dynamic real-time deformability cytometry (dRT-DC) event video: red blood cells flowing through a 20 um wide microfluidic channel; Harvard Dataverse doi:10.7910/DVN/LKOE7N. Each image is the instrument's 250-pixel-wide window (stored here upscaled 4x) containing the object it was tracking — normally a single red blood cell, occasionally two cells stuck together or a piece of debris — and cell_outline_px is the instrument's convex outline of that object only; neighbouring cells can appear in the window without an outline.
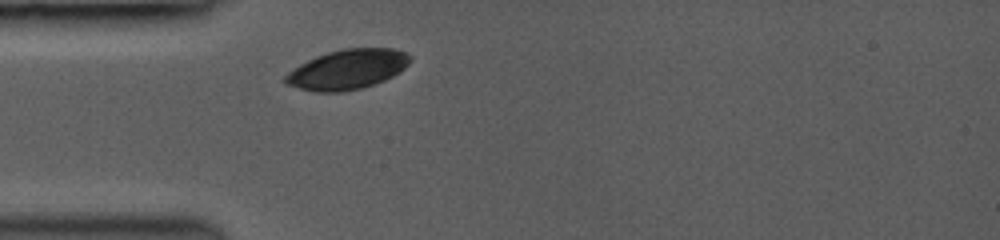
{"species": "common noctule bat (a hibernating species)", "species_latin": "Nyctalus noctula", "temperature_condition": "room temperature", "stored_images_in_passage": 1, "camera_frame_rate_fps": 3000, "um_per_image_px": 0.085, "animal": {"sex": "female", "body_mass_g": 19.0, "forearm_length_mm": 53.3}, "frame": {"image": 1, "passage_image": 1, "time_ms": 0.0, "image_size_px": [1000, 240], "cell_outline_px": [[412, 60], [404, 68], [392, 76], [384, 80], [360, 88], [344, 92], [312, 92], [284, 84], [284, 76], [288, 72], [300, 64], [316, 56], [328, 52], [344, 48], [392, 48], [404, 52], [412, 56]], "centroid_in_image_um": [29.5, 5.9], "position_along_channel_um": 55.5, "area_um2": 28.96}}